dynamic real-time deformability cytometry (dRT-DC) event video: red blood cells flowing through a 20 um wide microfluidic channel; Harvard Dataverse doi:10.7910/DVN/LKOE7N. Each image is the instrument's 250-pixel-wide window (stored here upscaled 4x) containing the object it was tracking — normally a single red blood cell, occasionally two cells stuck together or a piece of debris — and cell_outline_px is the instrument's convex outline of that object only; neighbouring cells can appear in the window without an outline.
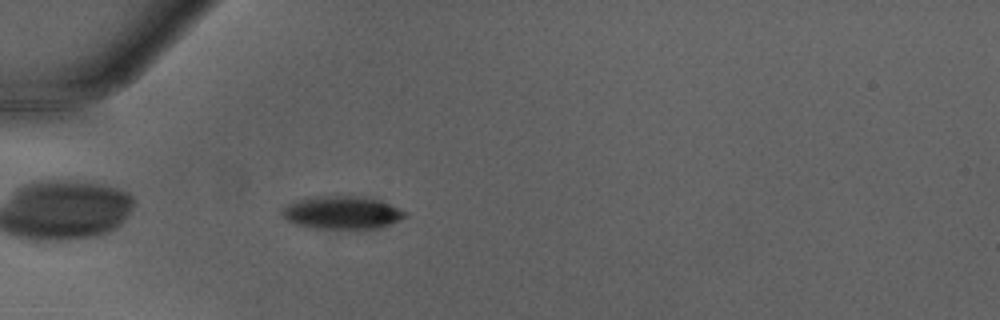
{"species": "Egyptian fruit bat (a non-hibernating species)", "species_latin": "Rousettus aegyptiacus", "temperature_condition": "warm", "stored_images_in_passage": 37, "segment_of_instrument_passage": [1, 2], "camera_frame_rate_fps": 3000, "um_per_image_px": 0.085, "animal": {"sex": "male"}, "frame": {"image": 1, "passage_image": 3, "time_ms": 0.667, "image_size_px": [1000, 320], "cell_outline_px": [[408, 216], [400, 220], [380, 228], [316, 228], [300, 224], [288, 220], [280, 212], [288, 204], [296, 200], [312, 196], [372, 196], [404, 212]], "centroid_in_image_um": [29.1, 18.05], "position_along_channel_um": 55.9, "area_um2": 23.35}}
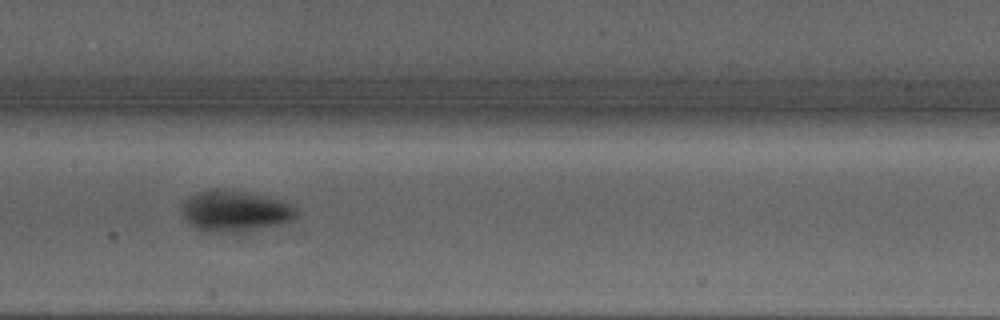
{"frame": {"image": 2, "passage_image": 13, "time_ms": 4.0, "image_size_px": [1000, 320], "cell_outline_px": [[296, 216], [292, 220], [280, 224], [236, 232], [216, 232], [196, 228], [184, 216], [184, 204], [192, 196], [200, 192], [240, 192], [280, 200], [288, 204], [296, 212]], "centroid_in_image_um": [20.02, 17.99], "position_along_channel_um": 187.4, "area_um2": 25.43}}
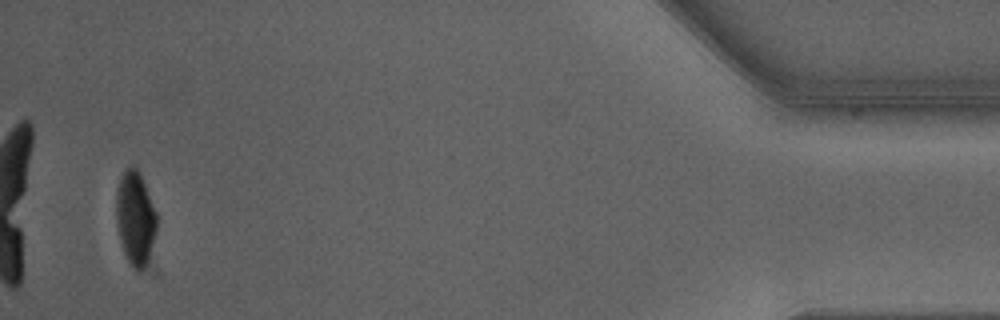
{"frame": {"image": 3, "passage_image": 35, "time_ms": 11.333, "image_size_px": [1000, 320], "cell_outline_px": [[160, 276], [136, 272], [132, 268], [124, 252], [120, 240], [116, 216], [116, 192], [120, 180], [124, 172], [132, 164], [140, 172], [156, 212], [160, 272]], "centroid_in_image_um": [11.69, 18.98], "position_along_channel_um": 423.5, "area_um2": 24.97}}